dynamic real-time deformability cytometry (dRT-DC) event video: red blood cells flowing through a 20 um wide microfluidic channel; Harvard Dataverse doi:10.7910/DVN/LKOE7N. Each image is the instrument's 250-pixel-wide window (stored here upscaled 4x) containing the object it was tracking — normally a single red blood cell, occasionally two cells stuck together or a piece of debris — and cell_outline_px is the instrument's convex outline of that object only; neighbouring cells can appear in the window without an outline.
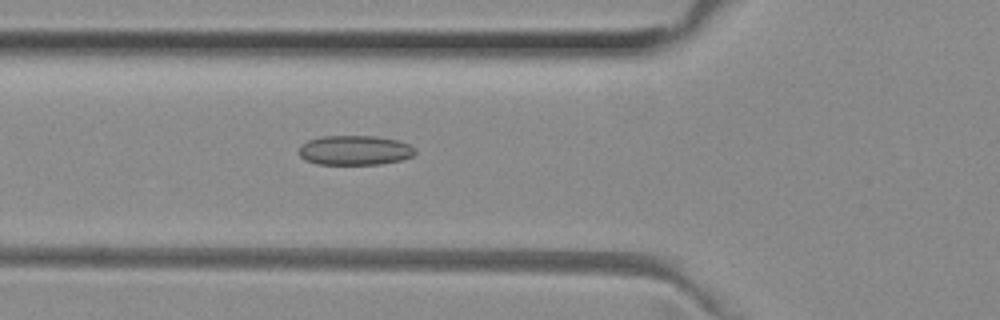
{"species": "common noctule bat (a hibernating species)", "species_latin": "Nyctalus noctula", "temperature_condition": "room temperature", "stored_images_in_passage": 40, "camera_frame_rate_fps": 3000, "um_per_image_px": 0.085, "animal": {"sex": "female", "body_mass_g": 29.2, "forearm_length_mm": 56.3}, "frame": {"image": 1, "passage_image": 7, "time_ms": 2.0, "image_size_px": [1000, 320], "cell_outline_px": [[416, 152], [412, 156], [400, 160], [380, 164], [316, 164], [304, 160], [300, 156], [300, 148], [308, 140], [320, 136], [372, 136], [396, 140], [408, 144], [416, 148]], "centroid_in_image_um": [30.15, 12.78], "position_along_channel_um": 95.6, "area_um2": 19.94}}
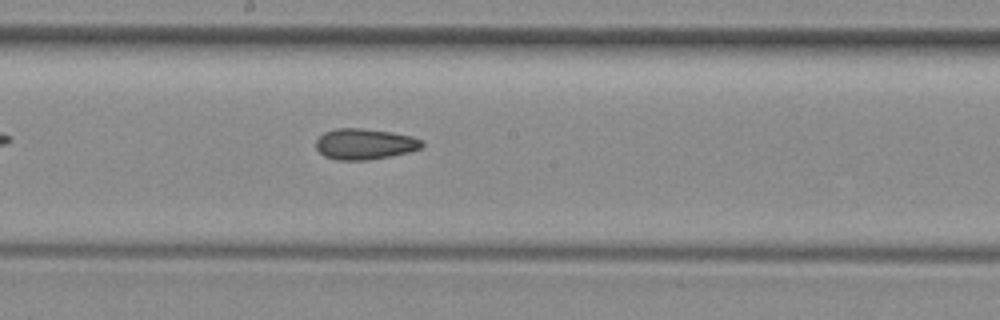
{"frame": {"image": 2, "passage_image": 16, "time_ms": 5.0, "image_size_px": [1000, 320], "cell_outline_px": [[424, 144], [420, 148], [408, 152], [368, 160], [336, 160], [324, 156], [316, 148], [316, 140], [324, 132], [336, 128], [360, 128], [392, 132], [412, 136], [420, 140]], "centroid_in_image_um": [30.96, 12.24], "position_along_channel_um": 217.2, "area_um2": 18.96}}
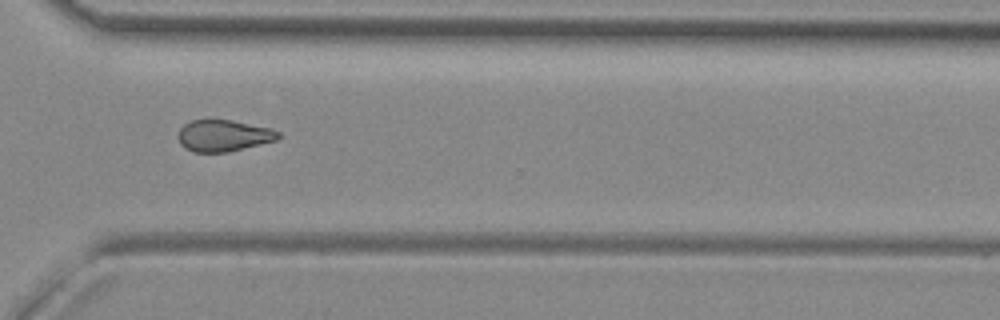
{"frame": {"image": 3, "passage_image": 26, "time_ms": 8.333, "image_size_px": [1000, 320], "cell_outline_px": [[280, 136], [276, 140], [228, 152], [192, 152], [184, 148], [180, 144], [180, 128], [184, 124], [192, 120], [232, 120], [272, 128], [280, 132]], "centroid_in_image_um": [19.02, 11.53], "position_along_channel_um": 351.6, "area_um2": 18.32}, "authors_computed_cell_mechanics": {"area_um2": 18.9584, "velocity_mm_per_s": 4.0336, "shape_relaxation_time_tau1_ms": null, "shape_relaxation_time_tau2_ms": 7.6971, "deformation_change_tau1": null, "deformation_change_tau2": 0.1658}}